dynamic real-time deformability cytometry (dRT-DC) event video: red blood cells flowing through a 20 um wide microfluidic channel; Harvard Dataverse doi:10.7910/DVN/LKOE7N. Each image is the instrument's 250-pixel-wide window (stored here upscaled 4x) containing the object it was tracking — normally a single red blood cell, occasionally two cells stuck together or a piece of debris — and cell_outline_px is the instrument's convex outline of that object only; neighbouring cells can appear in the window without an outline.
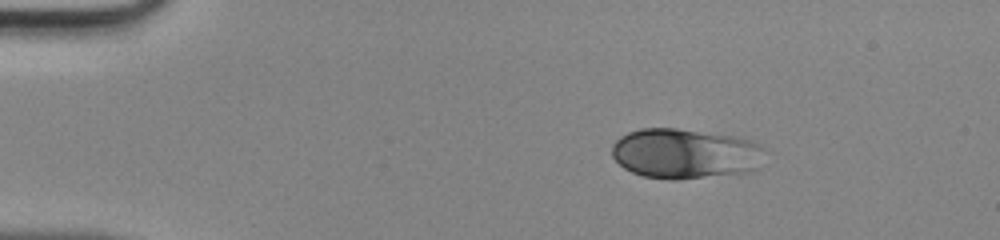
{"species": "human", "species_latin": "Homo sapiens", "temperature_condition": "room temperature", "stored_images_in_passage": 40, "camera_frame_rate_fps": 3000, "um_per_image_px": 0.085, "donor": {"sex": "male"}, "frame": {"image": 1, "passage_image": 1, "time_ms": 0.0, "image_size_px": [1000, 240], "cell_outline_px": [[764, 148], [760, 168], [748, 172], [680, 180], [668, 180], [644, 176], [632, 172], [624, 168], [612, 156], [612, 144], [620, 136], [628, 132], [640, 128], [676, 128], [732, 136], [752, 140], [760, 144]], "centroid_in_image_um": [58.24, 13.06], "position_along_channel_um": 26.8, "area_um2": 45.03}}
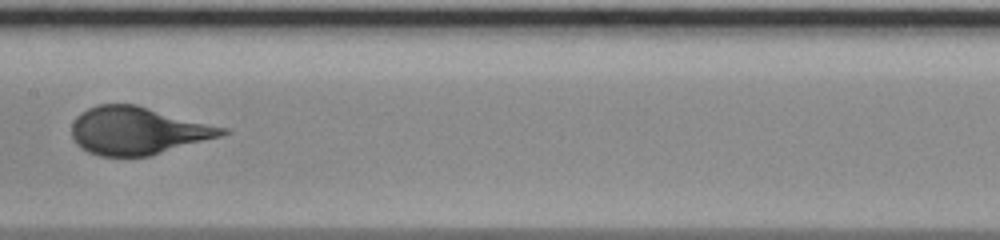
{"frame": {"image": 2, "passage_image": 18, "time_ms": 5.667, "image_size_px": [1000, 240], "cell_outline_px": [[232, 132], [220, 136], [152, 156], [100, 156], [88, 152], [80, 148], [76, 144], [72, 136], [72, 124], [76, 116], [80, 112], [96, 104], [136, 104], [228, 128]], "centroid_in_image_um": [11.7, 11.11], "position_along_channel_um": 195.7, "area_um2": 42.08}}
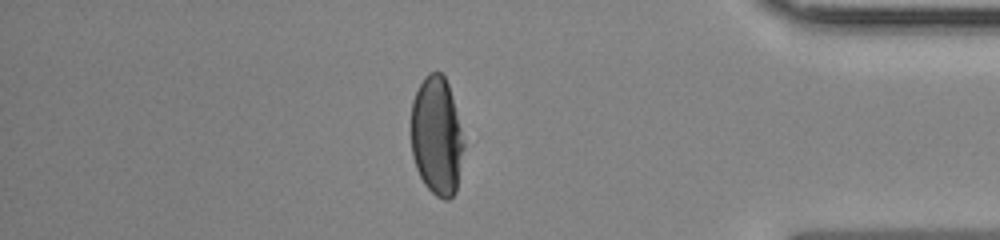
{"frame": {"image": 3, "passage_image": 34, "time_ms": 11.0, "image_size_px": [1000, 240], "cell_outline_px": [[464, 144], [456, 192], [448, 200], [444, 200], [436, 196], [424, 184], [416, 168], [412, 156], [412, 100], [424, 76], [428, 72], [440, 72], [444, 76], [448, 84], [464, 140]], "centroid_in_image_um": [37.11, 11.58], "position_along_channel_um": 398.1, "area_um2": 36.18}}